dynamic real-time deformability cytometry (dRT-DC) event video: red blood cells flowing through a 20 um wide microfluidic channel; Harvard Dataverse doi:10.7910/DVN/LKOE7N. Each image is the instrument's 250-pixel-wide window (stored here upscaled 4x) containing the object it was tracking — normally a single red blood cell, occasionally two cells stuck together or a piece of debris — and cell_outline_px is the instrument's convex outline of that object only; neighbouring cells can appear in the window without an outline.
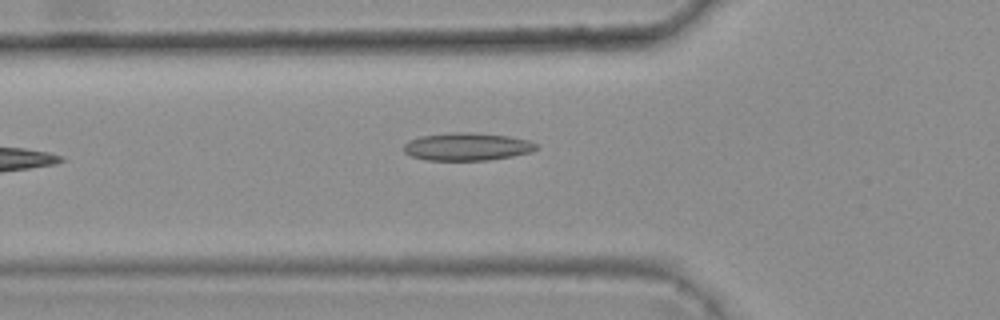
{"species": "common noctule bat (a hibernating species)", "species_latin": "Nyctalus noctula", "temperature_condition": "warm", "stored_images_in_passage": 6, "camera_frame_rate_fps": 3000, "um_per_image_px": 0.085, "animal": {"sex": "female", "body_mass_g": 25.1}, "frame": {"image": 1, "passage_image": 6, "time_ms": 1.667, "image_size_px": [1000, 320], "cell_outline_px": [[540, 148], [532, 152], [512, 156], [488, 160], [428, 160], [412, 156], [404, 152], [404, 144], [408, 140], [420, 136], [452, 132], [468, 132], [508, 136], [528, 140], [536, 144]], "centroid_in_image_um": [39.71, 12.46], "position_along_channel_um": 86.1, "area_um2": 21.44}}